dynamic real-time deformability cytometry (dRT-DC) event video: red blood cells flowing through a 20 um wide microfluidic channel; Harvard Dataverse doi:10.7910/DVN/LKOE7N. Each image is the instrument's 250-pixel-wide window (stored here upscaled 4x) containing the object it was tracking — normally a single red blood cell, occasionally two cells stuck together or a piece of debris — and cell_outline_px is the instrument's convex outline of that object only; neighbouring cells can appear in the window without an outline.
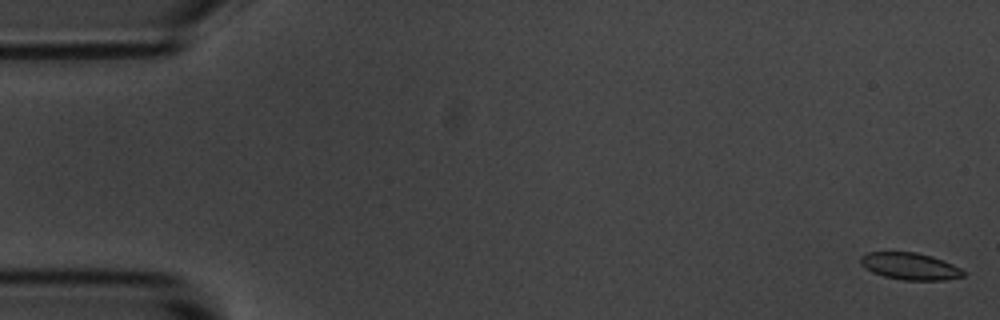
{"species": "common noctule bat (a hibernating species)", "species_latin": "Nyctalus noctula", "temperature_condition": "room temperature", "stored_images_in_passage": 55, "camera_frame_rate_fps": 3000, "um_per_image_px": 0.085, "animal": {"sex": "male", "body_mass_g": 20.1, "forearm_length_mm": 53.5}, "frame": {"image": 1, "passage_image": 1, "time_ms": 0.0, "image_size_px": [1000, 320], "cell_outline_px": [[964, 276], [944, 280], [904, 280], [884, 276], [872, 272], [864, 268], [860, 264], [860, 256], [868, 252], [916, 252], [932, 256], [944, 260], [960, 268], [964, 272]], "centroid_in_image_um": [77.32, 22.62], "position_along_channel_um": 7.7, "area_um2": 16.18}}
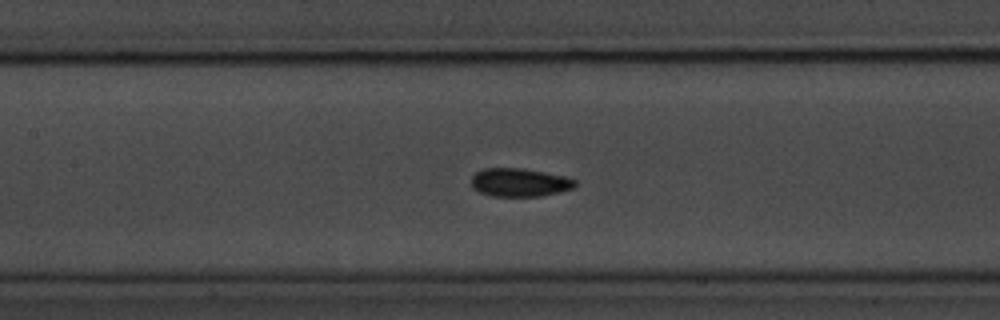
{"frame": {"image": 2, "passage_image": 25, "time_ms": 8.0, "image_size_px": [1000, 320], "cell_outline_px": [[576, 184], [572, 188], [540, 196], [492, 196], [480, 192], [472, 188], [472, 176], [476, 172], [484, 168], [520, 168], [544, 172], [564, 176], [576, 180]], "centroid_in_image_um": [44.12, 15.5], "position_along_channel_um": 163.3, "area_um2": 16.94}}
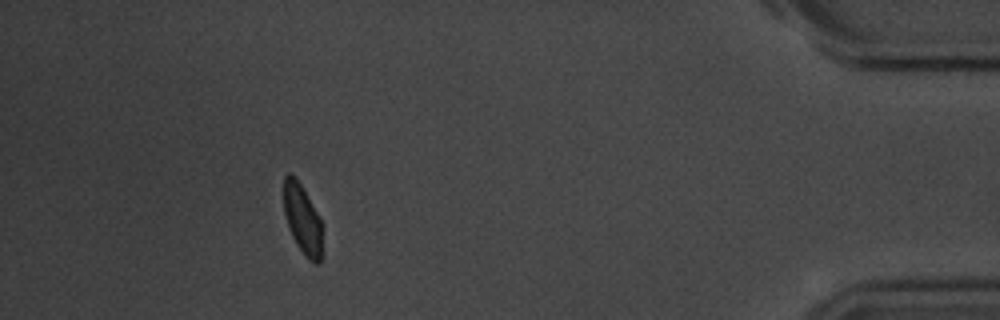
{"frame": {"image": 3, "passage_image": 50, "time_ms": 16.333, "image_size_px": [1000, 320], "cell_outline_px": [[320, 260], [316, 264], [296, 244], [288, 228], [284, 212], [284, 176], [288, 172], [300, 184], [316, 212], [320, 220]], "centroid_in_image_um": [25.65, 18.58], "position_along_channel_um": 409.5, "area_um2": 14.68}, "authors_computed_cell_mechanics": {"area_um2": 16.5308, "velocity_mm_per_s": 3.6404, "shape_relaxation_time_tau1_ms": 2.0992, "shape_relaxation_time_tau2_ms": 1.0555, "deformation_change_tau1": 0.0841, "deformation_change_tau2": 0.05}}